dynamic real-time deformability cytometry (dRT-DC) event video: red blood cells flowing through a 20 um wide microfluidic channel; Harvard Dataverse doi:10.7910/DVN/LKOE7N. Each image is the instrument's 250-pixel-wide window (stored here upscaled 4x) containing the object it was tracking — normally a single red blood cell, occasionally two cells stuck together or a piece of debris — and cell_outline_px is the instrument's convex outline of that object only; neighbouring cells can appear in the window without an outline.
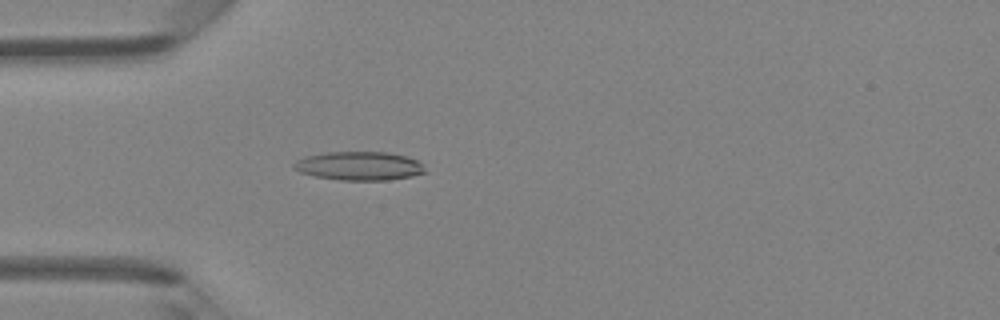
{"species": "Egyptian fruit bat (a non-hibernating species)", "species_latin": "Rousettus aegyptiacus", "temperature_condition": "room temperature", "stored_images_in_passage": 46, "camera_frame_rate_fps": 3000, "um_per_image_px": 0.085, "animal": {"sex": "female"}, "frame": {"image": 1, "passage_image": 13, "time_ms": 4.0, "image_size_px": [1000, 320], "cell_outline_px": [[428, 172], [412, 176], [388, 180], [340, 180], [316, 176], [300, 172], [292, 168], [292, 164], [296, 160], [304, 156], [328, 152], [388, 152], [404, 156], [416, 160], [424, 164]], "centroid_in_image_um": [30.54, 14.1], "position_along_channel_um": 54.5, "area_um2": 22.08}}
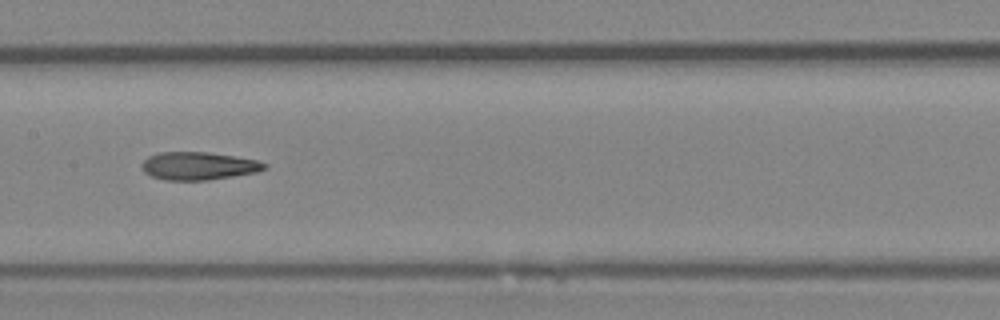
{"frame": {"image": 2, "passage_image": 23, "time_ms": 7.333, "image_size_px": [1000, 320], "cell_outline_px": [[268, 168], [256, 172], [208, 180], [164, 180], [152, 176], [144, 172], [140, 164], [148, 156], [160, 152], [208, 152], [256, 160], [268, 164]], "centroid_in_image_um": [16.85, 14.1], "position_along_channel_um": 190.5, "area_um2": 19.88}}
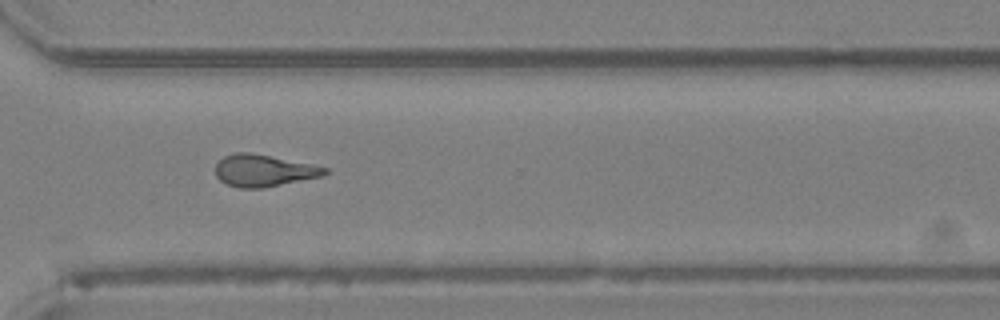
{"frame": {"image": 3, "passage_image": 34, "time_ms": 11.0, "image_size_px": [1000, 320], "cell_outline_px": [[328, 172], [324, 176], [264, 188], [240, 188], [228, 184], [220, 180], [216, 176], [216, 164], [224, 156], [236, 152], [248, 152], [312, 164], [328, 168]], "centroid_in_image_um": [22.43, 14.51], "position_along_channel_um": 348.2, "area_um2": 20.29}, "authors_computed_cell_mechanics": {"area_um2": 20.4901, "velocity_mm_per_s": 4.3065, "shape_relaxation_time_tau1_ms": null, "shape_relaxation_time_tau2_ms": 3.8593, "deformation_change_tau1": null, "deformation_change_tau2": 0.1587}}